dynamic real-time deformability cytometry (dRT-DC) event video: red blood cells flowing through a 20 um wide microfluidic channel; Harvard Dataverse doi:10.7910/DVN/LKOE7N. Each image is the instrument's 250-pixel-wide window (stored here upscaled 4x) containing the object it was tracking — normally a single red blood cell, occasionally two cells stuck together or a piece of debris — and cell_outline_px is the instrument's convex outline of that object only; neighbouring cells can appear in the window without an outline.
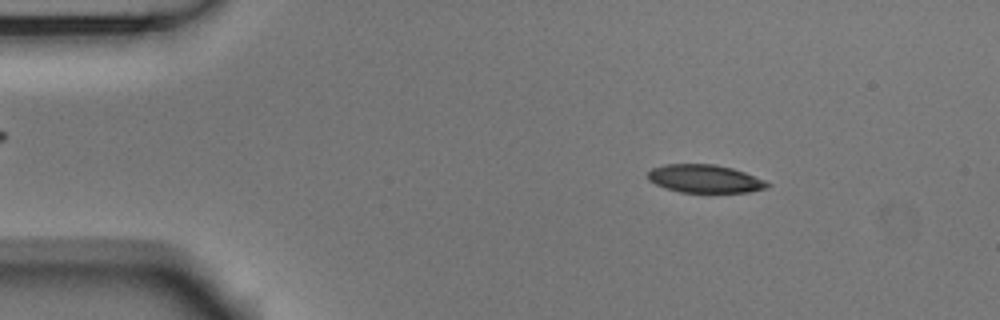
{"species": "Egyptian fruit bat (a non-hibernating species)", "species_latin": "Rousettus aegyptiacus", "temperature_condition": "room temperature", "stored_images_in_passage": 53, "camera_frame_rate_fps": 3000, "um_per_image_px": 0.085, "animal": {"sex": "male"}, "frame": {"image": 1, "passage_image": 7, "time_ms": 2.0, "image_size_px": [1000, 320], "cell_outline_px": [[772, 184], [768, 188], [748, 192], [680, 192], [664, 188], [648, 180], [648, 172], [652, 168], [664, 164], [716, 164], [732, 168], [744, 172], [764, 180]], "centroid_in_image_um": [59.91, 15.19], "position_along_channel_um": 25.1, "area_um2": 19.59}}
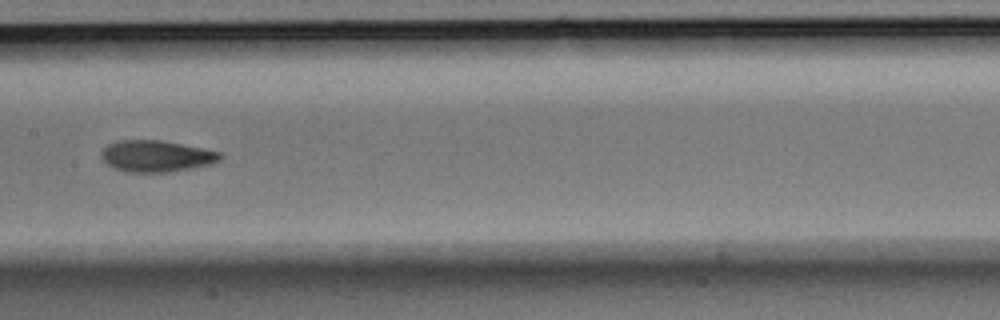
{"frame": {"image": 2, "passage_image": 26, "time_ms": 8.333, "image_size_px": [1000, 320], "cell_outline_px": [[220, 160], [208, 164], [168, 172], [128, 172], [116, 168], [108, 164], [100, 156], [100, 152], [108, 144], [120, 140], [160, 140], [220, 152]], "centroid_in_image_um": [13.22, 13.26], "position_along_channel_um": 194.2, "area_um2": 21.27}}
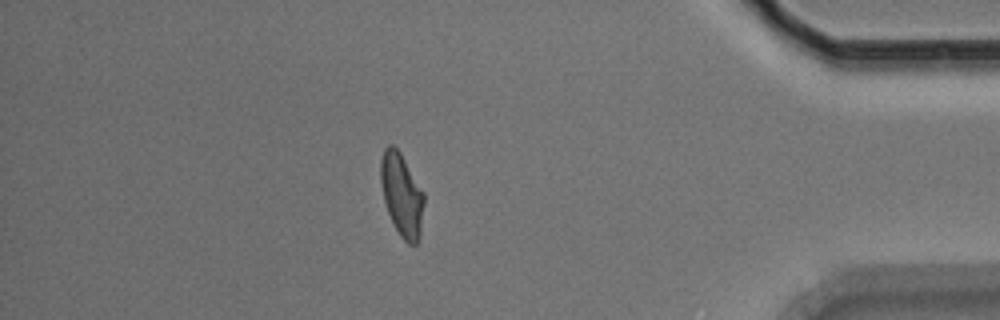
{"frame": {"image": 3, "passage_image": 46, "time_ms": 15.0, "image_size_px": [1000, 320], "cell_outline_px": [[424, 204], [420, 236], [416, 244], [408, 244], [400, 236], [388, 212], [384, 200], [380, 180], [380, 160], [384, 148], [388, 144], [392, 144], [400, 152], [424, 192]], "centroid_in_image_um": [34.15, 16.54], "position_along_channel_um": 401.1, "area_um2": 20.92}, "authors_computed_cell_mechanics": {"area_um2": 21.097, "velocity_mm_per_s": 3.6966, "shape_relaxation_time_tau1_ms": 4.7857, "shape_relaxation_time_tau2_ms": 2.589, "deformation_change_tau1": 0.1585, "deformation_change_tau2": 0.0882}}